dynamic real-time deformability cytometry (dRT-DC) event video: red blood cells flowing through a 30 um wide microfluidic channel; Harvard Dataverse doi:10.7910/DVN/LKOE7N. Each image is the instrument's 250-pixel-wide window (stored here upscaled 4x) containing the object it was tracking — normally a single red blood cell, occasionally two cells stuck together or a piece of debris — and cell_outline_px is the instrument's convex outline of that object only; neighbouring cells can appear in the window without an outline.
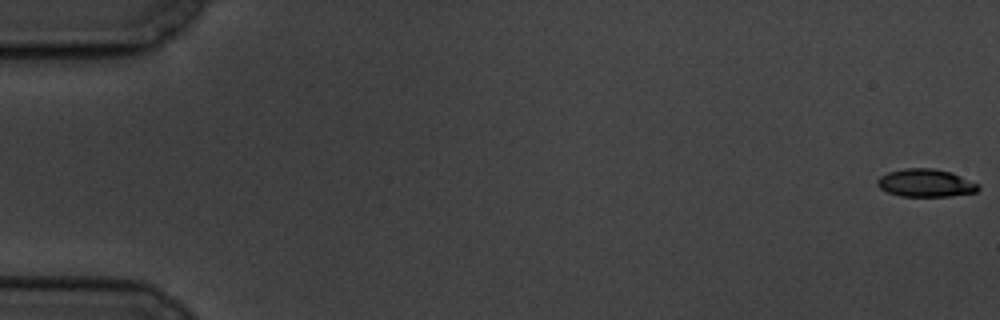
{"species": "common noctule bat (a hibernating species)", "species_latin": "Nyctalus noctula", "temperature_condition": "cold", "stored_images_in_passage": 6, "camera_frame_rate_fps": 3000, "um_per_image_px": 0.085, "animal": {"sex": "male", "body_mass_g": 19.5, "forearm_length_mm": 54.6}, "frame": {"image": 1, "passage_image": 1, "time_ms": 0.0, "image_size_px": [1000, 320], "cell_outline_px": [[980, 188], [976, 192], [952, 196], [900, 196], [888, 192], [880, 188], [876, 184], [876, 180], [880, 176], [888, 172], [904, 168], [932, 168], [952, 172], [980, 184]], "centroid_in_image_um": [78.69, 15.55], "position_along_channel_um": 6.3, "area_um2": 16.53}}
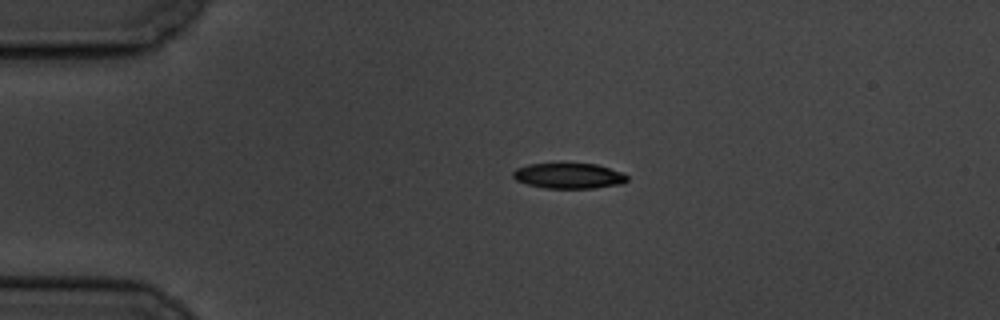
{"frame": {"image": 2, "passage_image": 5, "time_ms": 4.333, "image_size_px": [1000, 320], "cell_outline_px": [[628, 180], [624, 184], [592, 188], [544, 188], [528, 184], [516, 180], [512, 176], [512, 172], [516, 168], [528, 164], [596, 164], [624, 172], [628, 176]], "centroid_in_image_um": [48.38, 14.95], "position_along_channel_um": 36.6, "area_um2": 16.99}}